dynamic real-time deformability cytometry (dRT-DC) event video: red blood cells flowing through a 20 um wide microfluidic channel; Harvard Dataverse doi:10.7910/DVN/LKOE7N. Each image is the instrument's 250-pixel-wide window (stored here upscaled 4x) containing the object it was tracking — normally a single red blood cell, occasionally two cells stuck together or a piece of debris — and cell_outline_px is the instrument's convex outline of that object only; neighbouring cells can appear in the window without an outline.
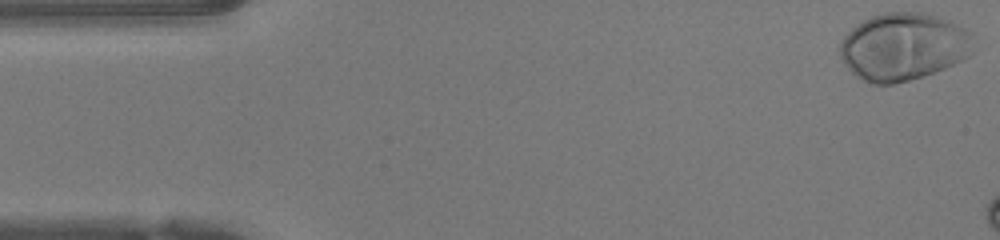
{"species": "human", "species_latin": "Homo sapiens", "temperature_condition": "warm", "stored_images_in_passage": 7, "camera_frame_rate_fps": 3000, "um_per_image_px": 0.085, "donor": {"sex": "female"}, "frame": {"image": 1, "passage_image": 1, "time_ms": 0.0, "image_size_px": [1000, 240], "cell_outline_px": [[972, 52], [968, 56], [944, 68], [924, 76], [892, 84], [872, 84], [856, 76], [844, 64], [840, 56], [840, 40], [852, 28], [864, 20], [872, 16], [884, 12], [920, 12], [952, 20], [972, 32]], "centroid_in_image_um": [76.79, 3.95], "position_along_channel_um": 8.2, "area_um2": 52.54}}